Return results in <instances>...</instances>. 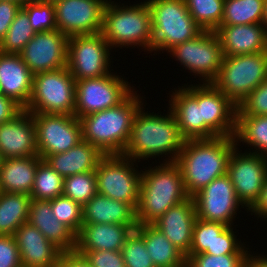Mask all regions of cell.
Masks as SVG:
<instances>
[{
  "mask_svg": "<svg viewBox=\"0 0 267 267\" xmlns=\"http://www.w3.org/2000/svg\"><path fill=\"white\" fill-rule=\"evenodd\" d=\"M143 105L135 113L130 139L122 155L137 162H149L157 157L159 161L160 156L161 159L167 156L163 162H175L185 141L175 117L169 108L167 113L161 115L160 111L159 115V112H146Z\"/></svg>",
  "mask_w": 267,
  "mask_h": 267,
  "instance_id": "cell-1",
  "label": "cell"
},
{
  "mask_svg": "<svg viewBox=\"0 0 267 267\" xmlns=\"http://www.w3.org/2000/svg\"><path fill=\"white\" fill-rule=\"evenodd\" d=\"M237 146L234 137L186 140L175 163L187 194L192 197L215 178L227 174L228 161Z\"/></svg>",
  "mask_w": 267,
  "mask_h": 267,
  "instance_id": "cell-2",
  "label": "cell"
},
{
  "mask_svg": "<svg viewBox=\"0 0 267 267\" xmlns=\"http://www.w3.org/2000/svg\"><path fill=\"white\" fill-rule=\"evenodd\" d=\"M137 92L134 89L117 106L81 117L82 140L97 147L104 155L123 154L135 113L146 104Z\"/></svg>",
  "mask_w": 267,
  "mask_h": 267,
  "instance_id": "cell-3",
  "label": "cell"
},
{
  "mask_svg": "<svg viewBox=\"0 0 267 267\" xmlns=\"http://www.w3.org/2000/svg\"><path fill=\"white\" fill-rule=\"evenodd\" d=\"M159 164L142 170L136 208L138 224H153L169 208L190 197L185 190L179 166L175 162L159 161Z\"/></svg>",
  "mask_w": 267,
  "mask_h": 267,
  "instance_id": "cell-4",
  "label": "cell"
},
{
  "mask_svg": "<svg viewBox=\"0 0 267 267\" xmlns=\"http://www.w3.org/2000/svg\"><path fill=\"white\" fill-rule=\"evenodd\" d=\"M101 33L112 49L137 46L151 53L152 22L146 0L130 6L108 0L103 9Z\"/></svg>",
  "mask_w": 267,
  "mask_h": 267,
  "instance_id": "cell-5",
  "label": "cell"
},
{
  "mask_svg": "<svg viewBox=\"0 0 267 267\" xmlns=\"http://www.w3.org/2000/svg\"><path fill=\"white\" fill-rule=\"evenodd\" d=\"M152 22L151 53H162L194 39L204 30L189 14L184 0H146ZM158 51V52H157Z\"/></svg>",
  "mask_w": 267,
  "mask_h": 267,
  "instance_id": "cell-6",
  "label": "cell"
},
{
  "mask_svg": "<svg viewBox=\"0 0 267 267\" xmlns=\"http://www.w3.org/2000/svg\"><path fill=\"white\" fill-rule=\"evenodd\" d=\"M267 79V52L224 56L213 84L237 107Z\"/></svg>",
  "mask_w": 267,
  "mask_h": 267,
  "instance_id": "cell-7",
  "label": "cell"
},
{
  "mask_svg": "<svg viewBox=\"0 0 267 267\" xmlns=\"http://www.w3.org/2000/svg\"><path fill=\"white\" fill-rule=\"evenodd\" d=\"M76 81L68 68L33 75L30 102L24 109L30 113L74 115Z\"/></svg>",
  "mask_w": 267,
  "mask_h": 267,
  "instance_id": "cell-8",
  "label": "cell"
},
{
  "mask_svg": "<svg viewBox=\"0 0 267 267\" xmlns=\"http://www.w3.org/2000/svg\"><path fill=\"white\" fill-rule=\"evenodd\" d=\"M137 164L122 154L104 155L95 170L97 193L126 202L136 210L142 179Z\"/></svg>",
  "mask_w": 267,
  "mask_h": 267,
  "instance_id": "cell-9",
  "label": "cell"
},
{
  "mask_svg": "<svg viewBox=\"0 0 267 267\" xmlns=\"http://www.w3.org/2000/svg\"><path fill=\"white\" fill-rule=\"evenodd\" d=\"M166 53L172 55L188 73H193L195 78L201 77L202 84L216 80L224 57L214 31H203L194 39L173 46Z\"/></svg>",
  "mask_w": 267,
  "mask_h": 267,
  "instance_id": "cell-10",
  "label": "cell"
},
{
  "mask_svg": "<svg viewBox=\"0 0 267 267\" xmlns=\"http://www.w3.org/2000/svg\"><path fill=\"white\" fill-rule=\"evenodd\" d=\"M111 49L101 32L70 37L67 68L75 81L105 76L114 71Z\"/></svg>",
  "mask_w": 267,
  "mask_h": 267,
  "instance_id": "cell-11",
  "label": "cell"
},
{
  "mask_svg": "<svg viewBox=\"0 0 267 267\" xmlns=\"http://www.w3.org/2000/svg\"><path fill=\"white\" fill-rule=\"evenodd\" d=\"M114 72L76 81L74 116L80 119L120 104L134 89L128 80Z\"/></svg>",
  "mask_w": 267,
  "mask_h": 267,
  "instance_id": "cell-12",
  "label": "cell"
},
{
  "mask_svg": "<svg viewBox=\"0 0 267 267\" xmlns=\"http://www.w3.org/2000/svg\"><path fill=\"white\" fill-rule=\"evenodd\" d=\"M36 128L38 156L67 152L82 141L80 119L74 115L31 113Z\"/></svg>",
  "mask_w": 267,
  "mask_h": 267,
  "instance_id": "cell-13",
  "label": "cell"
},
{
  "mask_svg": "<svg viewBox=\"0 0 267 267\" xmlns=\"http://www.w3.org/2000/svg\"><path fill=\"white\" fill-rule=\"evenodd\" d=\"M240 149L238 146L233 149L228 161L227 175L235 188L237 198L248 211L259 199L267 178V157L247 149L243 153Z\"/></svg>",
  "mask_w": 267,
  "mask_h": 267,
  "instance_id": "cell-14",
  "label": "cell"
},
{
  "mask_svg": "<svg viewBox=\"0 0 267 267\" xmlns=\"http://www.w3.org/2000/svg\"><path fill=\"white\" fill-rule=\"evenodd\" d=\"M198 219L234 226L237 211L244 208L227 174L215 178L192 196ZM241 205V207H240Z\"/></svg>",
  "mask_w": 267,
  "mask_h": 267,
  "instance_id": "cell-15",
  "label": "cell"
},
{
  "mask_svg": "<svg viewBox=\"0 0 267 267\" xmlns=\"http://www.w3.org/2000/svg\"><path fill=\"white\" fill-rule=\"evenodd\" d=\"M108 0H57L53 3L57 30L68 38L99 33Z\"/></svg>",
  "mask_w": 267,
  "mask_h": 267,
  "instance_id": "cell-16",
  "label": "cell"
},
{
  "mask_svg": "<svg viewBox=\"0 0 267 267\" xmlns=\"http://www.w3.org/2000/svg\"><path fill=\"white\" fill-rule=\"evenodd\" d=\"M68 37L59 30L35 33L19 53L33 74L67 67Z\"/></svg>",
  "mask_w": 267,
  "mask_h": 267,
  "instance_id": "cell-17",
  "label": "cell"
},
{
  "mask_svg": "<svg viewBox=\"0 0 267 267\" xmlns=\"http://www.w3.org/2000/svg\"><path fill=\"white\" fill-rule=\"evenodd\" d=\"M187 85L172 89L168 101L182 138L186 141L219 137L202 120L201 106L197 102V83Z\"/></svg>",
  "mask_w": 267,
  "mask_h": 267,
  "instance_id": "cell-18",
  "label": "cell"
},
{
  "mask_svg": "<svg viewBox=\"0 0 267 267\" xmlns=\"http://www.w3.org/2000/svg\"><path fill=\"white\" fill-rule=\"evenodd\" d=\"M197 83V102L201 106L202 120L219 137H234L237 106L213 83Z\"/></svg>",
  "mask_w": 267,
  "mask_h": 267,
  "instance_id": "cell-19",
  "label": "cell"
},
{
  "mask_svg": "<svg viewBox=\"0 0 267 267\" xmlns=\"http://www.w3.org/2000/svg\"><path fill=\"white\" fill-rule=\"evenodd\" d=\"M0 152L4 159L38 156L32 114L22 110L11 121L0 124Z\"/></svg>",
  "mask_w": 267,
  "mask_h": 267,
  "instance_id": "cell-20",
  "label": "cell"
},
{
  "mask_svg": "<svg viewBox=\"0 0 267 267\" xmlns=\"http://www.w3.org/2000/svg\"><path fill=\"white\" fill-rule=\"evenodd\" d=\"M197 219L192 197L169 208L153 225L185 256L192 244L193 226Z\"/></svg>",
  "mask_w": 267,
  "mask_h": 267,
  "instance_id": "cell-21",
  "label": "cell"
},
{
  "mask_svg": "<svg viewBox=\"0 0 267 267\" xmlns=\"http://www.w3.org/2000/svg\"><path fill=\"white\" fill-rule=\"evenodd\" d=\"M22 267H55L62 251L28 222L14 234Z\"/></svg>",
  "mask_w": 267,
  "mask_h": 267,
  "instance_id": "cell-22",
  "label": "cell"
},
{
  "mask_svg": "<svg viewBox=\"0 0 267 267\" xmlns=\"http://www.w3.org/2000/svg\"><path fill=\"white\" fill-rule=\"evenodd\" d=\"M33 75L19 54L0 52V93L22 109L30 102Z\"/></svg>",
  "mask_w": 267,
  "mask_h": 267,
  "instance_id": "cell-23",
  "label": "cell"
},
{
  "mask_svg": "<svg viewBox=\"0 0 267 267\" xmlns=\"http://www.w3.org/2000/svg\"><path fill=\"white\" fill-rule=\"evenodd\" d=\"M214 32L224 56L267 52V32L262 23L220 25Z\"/></svg>",
  "mask_w": 267,
  "mask_h": 267,
  "instance_id": "cell-24",
  "label": "cell"
},
{
  "mask_svg": "<svg viewBox=\"0 0 267 267\" xmlns=\"http://www.w3.org/2000/svg\"><path fill=\"white\" fill-rule=\"evenodd\" d=\"M28 223L36 227L63 253L75 251L76 234L54 216L50 200L32 199Z\"/></svg>",
  "mask_w": 267,
  "mask_h": 267,
  "instance_id": "cell-25",
  "label": "cell"
},
{
  "mask_svg": "<svg viewBox=\"0 0 267 267\" xmlns=\"http://www.w3.org/2000/svg\"><path fill=\"white\" fill-rule=\"evenodd\" d=\"M137 225L83 223L76 235L75 250L119 251Z\"/></svg>",
  "mask_w": 267,
  "mask_h": 267,
  "instance_id": "cell-26",
  "label": "cell"
},
{
  "mask_svg": "<svg viewBox=\"0 0 267 267\" xmlns=\"http://www.w3.org/2000/svg\"><path fill=\"white\" fill-rule=\"evenodd\" d=\"M104 154L95 146L82 140L67 152L48 155L44 161L63 178L84 172H95Z\"/></svg>",
  "mask_w": 267,
  "mask_h": 267,
  "instance_id": "cell-27",
  "label": "cell"
},
{
  "mask_svg": "<svg viewBox=\"0 0 267 267\" xmlns=\"http://www.w3.org/2000/svg\"><path fill=\"white\" fill-rule=\"evenodd\" d=\"M83 223L138 225L136 210L128 203L97 193L82 206Z\"/></svg>",
  "mask_w": 267,
  "mask_h": 267,
  "instance_id": "cell-28",
  "label": "cell"
},
{
  "mask_svg": "<svg viewBox=\"0 0 267 267\" xmlns=\"http://www.w3.org/2000/svg\"><path fill=\"white\" fill-rule=\"evenodd\" d=\"M39 156L4 159L0 166V192L30 195L35 179Z\"/></svg>",
  "mask_w": 267,
  "mask_h": 267,
  "instance_id": "cell-29",
  "label": "cell"
},
{
  "mask_svg": "<svg viewBox=\"0 0 267 267\" xmlns=\"http://www.w3.org/2000/svg\"><path fill=\"white\" fill-rule=\"evenodd\" d=\"M135 230L144 238L155 267H186V256L153 224H138Z\"/></svg>",
  "mask_w": 267,
  "mask_h": 267,
  "instance_id": "cell-30",
  "label": "cell"
},
{
  "mask_svg": "<svg viewBox=\"0 0 267 267\" xmlns=\"http://www.w3.org/2000/svg\"><path fill=\"white\" fill-rule=\"evenodd\" d=\"M31 201L25 193L0 192V235H14L28 222Z\"/></svg>",
  "mask_w": 267,
  "mask_h": 267,
  "instance_id": "cell-31",
  "label": "cell"
},
{
  "mask_svg": "<svg viewBox=\"0 0 267 267\" xmlns=\"http://www.w3.org/2000/svg\"><path fill=\"white\" fill-rule=\"evenodd\" d=\"M234 138L237 146L242 142L249 152L267 157V116H236Z\"/></svg>",
  "mask_w": 267,
  "mask_h": 267,
  "instance_id": "cell-32",
  "label": "cell"
},
{
  "mask_svg": "<svg viewBox=\"0 0 267 267\" xmlns=\"http://www.w3.org/2000/svg\"><path fill=\"white\" fill-rule=\"evenodd\" d=\"M265 0H225L221 25L260 24Z\"/></svg>",
  "mask_w": 267,
  "mask_h": 267,
  "instance_id": "cell-33",
  "label": "cell"
},
{
  "mask_svg": "<svg viewBox=\"0 0 267 267\" xmlns=\"http://www.w3.org/2000/svg\"><path fill=\"white\" fill-rule=\"evenodd\" d=\"M34 35L35 31L30 25L28 15L21 7L15 15L5 37L0 41V52L19 54Z\"/></svg>",
  "mask_w": 267,
  "mask_h": 267,
  "instance_id": "cell-34",
  "label": "cell"
},
{
  "mask_svg": "<svg viewBox=\"0 0 267 267\" xmlns=\"http://www.w3.org/2000/svg\"><path fill=\"white\" fill-rule=\"evenodd\" d=\"M64 178L42 159L37 166L32 199L51 200L63 194Z\"/></svg>",
  "mask_w": 267,
  "mask_h": 267,
  "instance_id": "cell-35",
  "label": "cell"
},
{
  "mask_svg": "<svg viewBox=\"0 0 267 267\" xmlns=\"http://www.w3.org/2000/svg\"><path fill=\"white\" fill-rule=\"evenodd\" d=\"M189 14L204 31H215L222 22L225 0H184Z\"/></svg>",
  "mask_w": 267,
  "mask_h": 267,
  "instance_id": "cell-36",
  "label": "cell"
},
{
  "mask_svg": "<svg viewBox=\"0 0 267 267\" xmlns=\"http://www.w3.org/2000/svg\"><path fill=\"white\" fill-rule=\"evenodd\" d=\"M97 194L95 172H84L64 178L63 194L82 206Z\"/></svg>",
  "mask_w": 267,
  "mask_h": 267,
  "instance_id": "cell-37",
  "label": "cell"
},
{
  "mask_svg": "<svg viewBox=\"0 0 267 267\" xmlns=\"http://www.w3.org/2000/svg\"><path fill=\"white\" fill-rule=\"evenodd\" d=\"M221 222L205 221L196 219L193 226L192 244L189 254H201L213 252V242L225 228Z\"/></svg>",
  "mask_w": 267,
  "mask_h": 267,
  "instance_id": "cell-38",
  "label": "cell"
},
{
  "mask_svg": "<svg viewBox=\"0 0 267 267\" xmlns=\"http://www.w3.org/2000/svg\"><path fill=\"white\" fill-rule=\"evenodd\" d=\"M50 203L58 221L68 226L77 235L83 224L82 205L64 195L51 199Z\"/></svg>",
  "mask_w": 267,
  "mask_h": 267,
  "instance_id": "cell-39",
  "label": "cell"
},
{
  "mask_svg": "<svg viewBox=\"0 0 267 267\" xmlns=\"http://www.w3.org/2000/svg\"><path fill=\"white\" fill-rule=\"evenodd\" d=\"M35 33L57 29L53 2L34 0L23 5Z\"/></svg>",
  "mask_w": 267,
  "mask_h": 267,
  "instance_id": "cell-40",
  "label": "cell"
},
{
  "mask_svg": "<svg viewBox=\"0 0 267 267\" xmlns=\"http://www.w3.org/2000/svg\"><path fill=\"white\" fill-rule=\"evenodd\" d=\"M121 253L125 267H155L144 243V238L136 231L127 237Z\"/></svg>",
  "mask_w": 267,
  "mask_h": 267,
  "instance_id": "cell-41",
  "label": "cell"
},
{
  "mask_svg": "<svg viewBox=\"0 0 267 267\" xmlns=\"http://www.w3.org/2000/svg\"><path fill=\"white\" fill-rule=\"evenodd\" d=\"M248 254H188L186 267H246Z\"/></svg>",
  "mask_w": 267,
  "mask_h": 267,
  "instance_id": "cell-42",
  "label": "cell"
},
{
  "mask_svg": "<svg viewBox=\"0 0 267 267\" xmlns=\"http://www.w3.org/2000/svg\"><path fill=\"white\" fill-rule=\"evenodd\" d=\"M236 116H267V79L240 103Z\"/></svg>",
  "mask_w": 267,
  "mask_h": 267,
  "instance_id": "cell-43",
  "label": "cell"
},
{
  "mask_svg": "<svg viewBox=\"0 0 267 267\" xmlns=\"http://www.w3.org/2000/svg\"><path fill=\"white\" fill-rule=\"evenodd\" d=\"M234 226H227L213 242V252H204L210 255H226V254H249L250 249L246 242L239 241L236 236ZM236 230V231H233ZM249 250V251H248Z\"/></svg>",
  "mask_w": 267,
  "mask_h": 267,
  "instance_id": "cell-44",
  "label": "cell"
},
{
  "mask_svg": "<svg viewBox=\"0 0 267 267\" xmlns=\"http://www.w3.org/2000/svg\"><path fill=\"white\" fill-rule=\"evenodd\" d=\"M82 255L92 267H125V262L119 251L109 250H75Z\"/></svg>",
  "mask_w": 267,
  "mask_h": 267,
  "instance_id": "cell-45",
  "label": "cell"
},
{
  "mask_svg": "<svg viewBox=\"0 0 267 267\" xmlns=\"http://www.w3.org/2000/svg\"><path fill=\"white\" fill-rule=\"evenodd\" d=\"M0 267H22L14 235H0Z\"/></svg>",
  "mask_w": 267,
  "mask_h": 267,
  "instance_id": "cell-46",
  "label": "cell"
},
{
  "mask_svg": "<svg viewBox=\"0 0 267 267\" xmlns=\"http://www.w3.org/2000/svg\"><path fill=\"white\" fill-rule=\"evenodd\" d=\"M21 7L14 2H0V41L5 37L15 15Z\"/></svg>",
  "mask_w": 267,
  "mask_h": 267,
  "instance_id": "cell-47",
  "label": "cell"
},
{
  "mask_svg": "<svg viewBox=\"0 0 267 267\" xmlns=\"http://www.w3.org/2000/svg\"><path fill=\"white\" fill-rule=\"evenodd\" d=\"M22 110L12 99L0 93V124L11 121Z\"/></svg>",
  "mask_w": 267,
  "mask_h": 267,
  "instance_id": "cell-48",
  "label": "cell"
},
{
  "mask_svg": "<svg viewBox=\"0 0 267 267\" xmlns=\"http://www.w3.org/2000/svg\"><path fill=\"white\" fill-rule=\"evenodd\" d=\"M251 212V215L256 216L260 221L262 219L267 220V178L265 179L264 186L259 195V199L255 202V204L247 211Z\"/></svg>",
  "mask_w": 267,
  "mask_h": 267,
  "instance_id": "cell-49",
  "label": "cell"
},
{
  "mask_svg": "<svg viewBox=\"0 0 267 267\" xmlns=\"http://www.w3.org/2000/svg\"><path fill=\"white\" fill-rule=\"evenodd\" d=\"M55 267H92L85 258L74 252L62 253Z\"/></svg>",
  "mask_w": 267,
  "mask_h": 267,
  "instance_id": "cell-50",
  "label": "cell"
},
{
  "mask_svg": "<svg viewBox=\"0 0 267 267\" xmlns=\"http://www.w3.org/2000/svg\"><path fill=\"white\" fill-rule=\"evenodd\" d=\"M261 254H252V251L249 252L246 267H267V255Z\"/></svg>",
  "mask_w": 267,
  "mask_h": 267,
  "instance_id": "cell-51",
  "label": "cell"
},
{
  "mask_svg": "<svg viewBox=\"0 0 267 267\" xmlns=\"http://www.w3.org/2000/svg\"><path fill=\"white\" fill-rule=\"evenodd\" d=\"M267 32V0L264 1V8H263V18L261 22Z\"/></svg>",
  "mask_w": 267,
  "mask_h": 267,
  "instance_id": "cell-52",
  "label": "cell"
},
{
  "mask_svg": "<svg viewBox=\"0 0 267 267\" xmlns=\"http://www.w3.org/2000/svg\"><path fill=\"white\" fill-rule=\"evenodd\" d=\"M34 0H0V2H14L19 4L20 6H23L27 4L28 2H32Z\"/></svg>",
  "mask_w": 267,
  "mask_h": 267,
  "instance_id": "cell-53",
  "label": "cell"
},
{
  "mask_svg": "<svg viewBox=\"0 0 267 267\" xmlns=\"http://www.w3.org/2000/svg\"><path fill=\"white\" fill-rule=\"evenodd\" d=\"M4 158L2 156V153L0 152V166L3 164Z\"/></svg>",
  "mask_w": 267,
  "mask_h": 267,
  "instance_id": "cell-54",
  "label": "cell"
},
{
  "mask_svg": "<svg viewBox=\"0 0 267 267\" xmlns=\"http://www.w3.org/2000/svg\"><path fill=\"white\" fill-rule=\"evenodd\" d=\"M42 1H45V2H56L57 0H42Z\"/></svg>",
  "mask_w": 267,
  "mask_h": 267,
  "instance_id": "cell-55",
  "label": "cell"
}]
</instances>
